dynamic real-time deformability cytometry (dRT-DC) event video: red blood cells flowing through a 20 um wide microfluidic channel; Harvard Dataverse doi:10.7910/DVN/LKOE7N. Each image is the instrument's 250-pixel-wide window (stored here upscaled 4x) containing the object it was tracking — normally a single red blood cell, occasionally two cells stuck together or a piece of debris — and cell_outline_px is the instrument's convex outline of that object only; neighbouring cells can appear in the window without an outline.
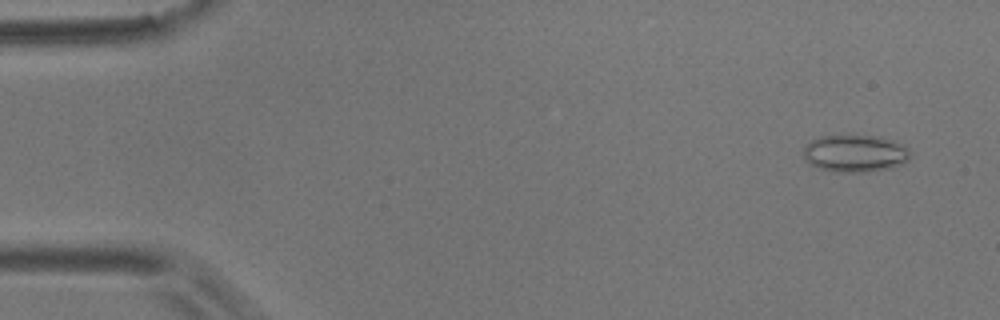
{"species": "common noctule bat (a hibernating species)", "species_latin": "Nyctalus noctula", "temperature_condition": "room temperature", "stored_images_in_passage": 56, "camera_frame_rate_fps": 3000, "um_per_image_px": 0.085, "animal": {"sex": "male", "body_mass_g": 17.9}, "frame": {"image": 1, "passage_image": 4, "time_ms": 1.0, "image_size_px": [1000, 320], "cell_outline_px": [[912, 156], [904, 164], [892, 168], [864, 172], [836, 172], [820, 168], [804, 160], [800, 152], [804, 144], [820, 136], [880, 136], [904, 144], [912, 152]], "centroid_in_image_um": [72.69, 13.04], "position_along_channel_um": 12.3, "area_um2": 23.7}}
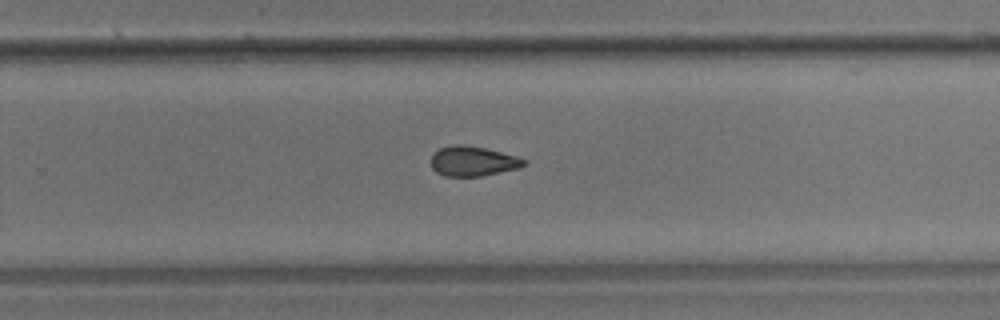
{"frame": {"image": 2, "passage_image": 37, "time_ms": 12.0, "image_size_px": [1000, 320], "cell_outline_px": [[528, 164], [516, 168], [480, 176], [444, 176], [436, 172], [432, 168], [432, 156], [440, 148], [452, 144], [460, 144], [484, 148], [516, 156], [524, 160]], "centroid_in_image_um": [40.16, 13.7], "position_along_channel_um": 289.6, "area_um2": 15.84}}
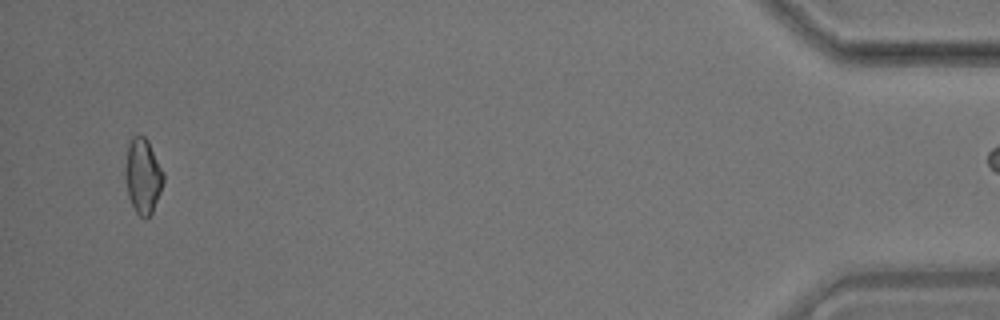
{"frame": {"image": 3, "passage_image": 55, "time_ms": 18.0, "image_size_px": [1000, 320], "cell_outline_px": [[164, 180], [160, 192], [152, 212], [144, 220], [136, 212], [128, 196], [124, 176], [124, 172], [128, 144], [132, 136], [144, 136], [148, 140], [164, 172]], "centroid_in_image_um": [12.13, 14.95], "position_along_channel_um": 423.1, "area_um2": 16.76}}